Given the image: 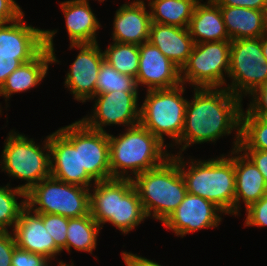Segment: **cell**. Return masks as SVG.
Here are the masks:
<instances>
[{"instance_id":"1","label":"cell","mask_w":267,"mask_h":266,"mask_svg":"<svg viewBox=\"0 0 267 266\" xmlns=\"http://www.w3.org/2000/svg\"><path fill=\"white\" fill-rule=\"evenodd\" d=\"M193 96L191 102L187 103L183 132L175 144L181 145L177 154H182L190 145L215 142L233 130L237 131L232 150L237 149L240 143L242 99L226 87L194 88Z\"/></svg>"},{"instance_id":"2","label":"cell","mask_w":267,"mask_h":266,"mask_svg":"<svg viewBox=\"0 0 267 266\" xmlns=\"http://www.w3.org/2000/svg\"><path fill=\"white\" fill-rule=\"evenodd\" d=\"M235 149L227 156L209 160L190 159L187 168L182 154L171 156L177 161L184 178L187 193H191L213 202L223 214L234 215L235 200ZM232 156V157H231ZM186 164V165H185ZM187 168V169H186Z\"/></svg>"},{"instance_id":"3","label":"cell","mask_w":267,"mask_h":266,"mask_svg":"<svg viewBox=\"0 0 267 266\" xmlns=\"http://www.w3.org/2000/svg\"><path fill=\"white\" fill-rule=\"evenodd\" d=\"M164 144L140 123L126 127V132L117 137L109 134L111 179L132 180L161 165L171 156Z\"/></svg>"},{"instance_id":"4","label":"cell","mask_w":267,"mask_h":266,"mask_svg":"<svg viewBox=\"0 0 267 266\" xmlns=\"http://www.w3.org/2000/svg\"><path fill=\"white\" fill-rule=\"evenodd\" d=\"M94 185L89 197L90 214L101 229L108 222L127 234L147 219L131 179H110Z\"/></svg>"},{"instance_id":"5","label":"cell","mask_w":267,"mask_h":266,"mask_svg":"<svg viewBox=\"0 0 267 266\" xmlns=\"http://www.w3.org/2000/svg\"><path fill=\"white\" fill-rule=\"evenodd\" d=\"M143 210L162 223L174 212L187 194L177 161L170 156L161 165L132 179ZM153 212V213H152Z\"/></svg>"},{"instance_id":"6","label":"cell","mask_w":267,"mask_h":266,"mask_svg":"<svg viewBox=\"0 0 267 266\" xmlns=\"http://www.w3.org/2000/svg\"><path fill=\"white\" fill-rule=\"evenodd\" d=\"M43 142L44 146L40 147L32 138L14 130L9 132L5 140L0 162L1 171L15 179L26 180V184L17 186L25 192L51 176L49 135Z\"/></svg>"},{"instance_id":"7","label":"cell","mask_w":267,"mask_h":266,"mask_svg":"<svg viewBox=\"0 0 267 266\" xmlns=\"http://www.w3.org/2000/svg\"><path fill=\"white\" fill-rule=\"evenodd\" d=\"M184 91L183 83L168 89L147 90L139 123L162 143L164 136L172 138L174 144L181 137L188 103L182 96Z\"/></svg>"},{"instance_id":"8","label":"cell","mask_w":267,"mask_h":266,"mask_svg":"<svg viewBox=\"0 0 267 266\" xmlns=\"http://www.w3.org/2000/svg\"><path fill=\"white\" fill-rule=\"evenodd\" d=\"M89 197L90 188L65 183L50 176L26 192V203L35 213L76 218L90 213Z\"/></svg>"},{"instance_id":"9","label":"cell","mask_w":267,"mask_h":266,"mask_svg":"<svg viewBox=\"0 0 267 266\" xmlns=\"http://www.w3.org/2000/svg\"><path fill=\"white\" fill-rule=\"evenodd\" d=\"M231 41L194 44L191 55L180 69L181 82L193 88H222L229 72ZM225 73V74H224Z\"/></svg>"},{"instance_id":"10","label":"cell","mask_w":267,"mask_h":266,"mask_svg":"<svg viewBox=\"0 0 267 266\" xmlns=\"http://www.w3.org/2000/svg\"><path fill=\"white\" fill-rule=\"evenodd\" d=\"M228 77L232 82L226 88L241 99L243 94H251L267 80V61L262 52L261 37L231 41Z\"/></svg>"},{"instance_id":"11","label":"cell","mask_w":267,"mask_h":266,"mask_svg":"<svg viewBox=\"0 0 267 266\" xmlns=\"http://www.w3.org/2000/svg\"><path fill=\"white\" fill-rule=\"evenodd\" d=\"M50 173L59 181L91 188L94 181L81 168L80 120L49 135Z\"/></svg>"},{"instance_id":"12","label":"cell","mask_w":267,"mask_h":266,"mask_svg":"<svg viewBox=\"0 0 267 266\" xmlns=\"http://www.w3.org/2000/svg\"><path fill=\"white\" fill-rule=\"evenodd\" d=\"M94 98L93 114L80 119L88 128L106 132V125L122 124L132 127L139 124L138 92L112 91L95 95L91 100Z\"/></svg>"},{"instance_id":"13","label":"cell","mask_w":267,"mask_h":266,"mask_svg":"<svg viewBox=\"0 0 267 266\" xmlns=\"http://www.w3.org/2000/svg\"><path fill=\"white\" fill-rule=\"evenodd\" d=\"M218 212V213H217ZM223 211L213 202L200 196L187 193L177 209L163 222L176 236L182 238L189 233L204 228L218 227Z\"/></svg>"},{"instance_id":"14","label":"cell","mask_w":267,"mask_h":266,"mask_svg":"<svg viewBox=\"0 0 267 266\" xmlns=\"http://www.w3.org/2000/svg\"><path fill=\"white\" fill-rule=\"evenodd\" d=\"M80 49L76 59L66 74L65 87L69 89L74 99L86 102L95 96L97 76L104 59V53L97 43L70 44Z\"/></svg>"},{"instance_id":"15","label":"cell","mask_w":267,"mask_h":266,"mask_svg":"<svg viewBox=\"0 0 267 266\" xmlns=\"http://www.w3.org/2000/svg\"><path fill=\"white\" fill-rule=\"evenodd\" d=\"M24 14L10 24H0V58H15L27 63L45 48L44 29L27 25L22 20Z\"/></svg>"},{"instance_id":"16","label":"cell","mask_w":267,"mask_h":266,"mask_svg":"<svg viewBox=\"0 0 267 266\" xmlns=\"http://www.w3.org/2000/svg\"><path fill=\"white\" fill-rule=\"evenodd\" d=\"M56 33L57 30H44L45 48L34 59L21 64L7 77L0 88V96L6 98L5 102L9 100L13 93L25 92L39 85L47 75L49 64L59 63L53 46V38ZM1 112L2 109L0 108Z\"/></svg>"},{"instance_id":"17","label":"cell","mask_w":267,"mask_h":266,"mask_svg":"<svg viewBox=\"0 0 267 266\" xmlns=\"http://www.w3.org/2000/svg\"><path fill=\"white\" fill-rule=\"evenodd\" d=\"M137 85L147 90L168 89L181 84L180 68L149 41L139 45Z\"/></svg>"},{"instance_id":"18","label":"cell","mask_w":267,"mask_h":266,"mask_svg":"<svg viewBox=\"0 0 267 266\" xmlns=\"http://www.w3.org/2000/svg\"><path fill=\"white\" fill-rule=\"evenodd\" d=\"M81 168L94 180L93 183L111 179L109 133L88 128L80 120Z\"/></svg>"},{"instance_id":"19","label":"cell","mask_w":267,"mask_h":266,"mask_svg":"<svg viewBox=\"0 0 267 266\" xmlns=\"http://www.w3.org/2000/svg\"><path fill=\"white\" fill-rule=\"evenodd\" d=\"M12 233L16 246L32 253L44 255L51 261L62 252L46 231L42 217L38 213L32 212L27 206L21 211Z\"/></svg>"},{"instance_id":"20","label":"cell","mask_w":267,"mask_h":266,"mask_svg":"<svg viewBox=\"0 0 267 266\" xmlns=\"http://www.w3.org/2000/svg\"><path fill=\"white\" fill-rule=\"evenodd\" d=\"M150 26L151 14L144 0L124 3L115 13L112 40L141 45L149 40Z\"/></svg>"},{"instance_id":"21","label":"cell","mask_w":267,"mask_h":266,"mask_svg":"<svg viewBox=\"0 0 267 266\" xmlns=\"http://www.w3.org/2000/svg\"><path fill=\"white\" fill-rule=\"evenodd\" d=\"M239 148L235 149V200L234 215H239L242 200L247 209L251 204L261 199L267 192V185L263 175L255 164ZM240 153V155H239ZM239 213V214H238Z\"/></svg>"},{"instance_id":"22","label":"cell","mask_w":267,"mask_h":266,"mask_svg":"<svg viewBox=\"0 0 267 266\" xmlns=\"http://www.w3.org/2000/svg\"><path fill=\"white\" fill-rule=\"evenodd\" d=\"M180 69L187 62L194 46L188 28L151 22L149 40Z\"/></svg>"},{"instance_id":"23","label":"cell","mask_w":267,"mask_h":266,"mask_svg":"<svg viewBox=\"0 0 267 266\" xmlns=\"http://www.w3.org/2000/svg\"><path fill=\"white\" fill-rule=\"evenodd\" d=\"M65 15L70 44L97 43L96 31L101 27L89 0H68L60 3Z\"/></svg>"},{"instance_id":"24","label":"cell","mask_w":267,"mask_h":266,"mask_svg":"<svg viewBox=\"0 0 267 266\" xmlns=\"http://www.w3.org/2000/svg\"><path fill=\"white\" fill-rule=\"evenodd\" d=\"M195 44L202 42L231 41L226 31L220 6L214 0L199 2L194 8L188 26Z\"/></svg>"},{"instance_id":"25","label":"cell","mask_w":267,"mask_h":266,"mask_svg":"<svg viewBox=\"0 0 267 266\" xmlns=\"http://www.w3.org/2000/svg\"><path fill=\"white\" fill-rule=\"evenodd\" d=\"M220 11L231 41L265 35L264 11L238 6H220Z\"/></svg>"},{"instance_id":"26","label":"cell","mask_w":267,"mask_h":266,"mask_svg":"<svg viewBox=\"0 0 267 266\" xmlns=\"http://www.w3.org/2000/svg\"><path fill=\"white\" fill-rule=\"evenodd\" d=\"M199 0H149L151 22L188 28Z\"/></svg>"},{"instance_id":"27","label":"cell","mask_w":267,"mask_h":266,"mask_svg":"<svg viewBox=\"0 0 267 266\" xmlns=\"http://www.w3.org/2000/svg\"><path fill=\"white\" fill-rule=\"evenodd\" d=\"M101 226L89 213L86 216L68 218L67 240L63 250L70 253L73 247L77 251L89 252L96 249L97 237Z\"/></svg>"},{"instance_id":"28","label":"cell","mask_w":267,"mask_h":266,"mask_svg":"<svg viewBox=\"0 0 267 266\" xmlns=\"http://www.w3.org/2000/svg\"><path fill=\"white\" fill-rule=\"evenodd\" d=\"M103 53L105 61L115 70L136 79L139 66V45L113 41Z\"/></svg>"},{"instance_id":"29","label":"cell","mask_w":267,"mask_h":266,"mask_svg":"<svg viewBox=\"0 0 267 266\" xmlns=\"http://www.w3.org/2000/svg\"><path fill=\"white\" fill-rule=\"evenodd\" d=\"M238 148L267 151V116H253L242 109Z\"/></svg>"},{"instance_id":"30","label":"cell","mask_w":267,"mask_h":266,"mask_svg":"<svg viewBox=\"0 0 267 266\" xmlns=\"http://www.w3.org/2000/svg\"><path fill=\"white\" fill-rule=\"evenodd\" d=\"M23 200L18 203L17 198ZM27 206L26 192L18 187L11 188L10 184L0 186V232H7L8 227L14 228L21 211Z\"/></svg>"},{"instance_id":"31","label":"cell","mask_w":267,"mask_h":266,"mask_svg":"<svg viewBox=\"0 0 267 266\" xmlns=\"http://www.w3.org/2000/svg\"><path fill=\"white\" fill-rule=\"evenodd\" d=\"M135 78L121 74L105 60L100 67L95 87V95L106 94L112 91L138 92Z\"/></svg>"},{"instance_id":"32","label":"cell","mask_w":267,"mask_h":266,"mask_svg":"<svg viewBox=\"0 0 267 266\" xmlns=\"http://www.w3.org/2000/svg\"><path fill=\"white\" fill-rule=\"evenodd\" d=\"M38 214L42 217L46 231L52 236L55 245L63 251L67 240L68 218L56 214Z\"/></svg>"},{"instance_id":"33","label":"cell","mask_w":267,"mask_h":266,"mask_svg":"<svg viewBox=\"0 0 267 266\" xmlns=\"http://www.w3.org/2000/svg\"><path fill=\"white\" fill-rule=\"evenodd\" d=\"M245 210L247 215L245 226H267V192L261 199Z\"/></svg>"},{"instance_id":"34","label":"cell","mask_w":267,"mask_h":266,"mask_svg":"<svg viewBox=\"0 0 267 266\" xmlns=\"http://www.w3.org/2000/svg\"><path fill=\"white\" fill-rule=\"evenodd\" d=\"M50 259L44 255L32 253L24 249L15 247L12 255L11 265L12 266H49Z\"/></svg>"},{"instance_id":"35","label":"cell","mask_w":267,"mask_h":266,"mask_svg":"<svg viewBox=\"0 0 267 266\" xmlns=\"http://www.w3.org/2000/svg\"><path fill=\"white\" fill-rule=\"evenodd\" d=\"M248 96L253 100L250 101L247 111L253 116H267V80Z\"/></svg>"},{"instance_id":"36","label":"cell","mask_w":267,"mask_h":266,"mask_svg":"<svg viewBox=\"0 0 267 266\" xmlns=\"http://www.w3.org/2000/svg\"><path fill=\"white\" fill-rule=\"evenodd\" d=\"M15 247L13 233L0 232V266H12L11 260Z\"/></svg>"},{"instance_id":"37","label":"cell","mask_w":267,"mask_h":266,"mask_svg":"<svg viewBox=\"0 0 267 266\" xmlns=\"http://www.w3.org/2000/svg\"><path fill=\"white\" fill-rule=\"evenodd\" d=\"M23 14L15 0H0V24L10 23Z\"/></svg>"},{"instance_id":"38","label":"cell","mask_w":267,"mask_h":266,"mask_svg":"<svg viewBox=\"0 0 267 266\" xmlns=\"http://www.w3.org/2000/svg\"><path fill=\"white\" fill-rule=\"evenodd\" d=\"M255 164L263 175L267 185V151L256 149H239Z\"/></svg>"},{"instance_id":"39","label":"cell","mask_w":267,"mask_h":266,"mask_svg":"<svg viewBox=\"0 0 267 266\" xmlns=\"http://www.w3.org/2000/svg\"><path fill=\"white\" fill-rule=\"evenodd\" d=\"M219 6L244 7L264 11L267 0H214Z\"/></svg>"},{"instance_id":"40","label":"cell","mask_w":267,"mask_h":266,"mask_svg":"<svg viewBox=\"0 0 267 266\" xmlns=\"http://www.w3.org/2000/svg\"><path fill=\"white\" fill-rule=\"evenodd\" d=\"M21 64L23 63L19 59L0 58V88L5 83L7 77Z\"/></svg>"},{"instance_id":"41","label":"cell","mask_w":267,"mask_h":266,"mask_svg":"<svg viewBox=\"0 0 267 266\" xmlns=\"http://www.w3.org/2000/svg\"><path fill=\"white\" fill-rule=\"evenodd\" d=\"M122 258L126 266H163L131 252L122 251Z\"/></svg>"},{"instance_id":"42","label":"cell","mask_w":267,"mask_h":266,"mask_svg":"<svg viewBox=\"0 0 267 266\" xmlns=\"http://www.w3.org/2000/svg\"><path fill=\"white\" fill-rule=\"evenodd\" d=\"M261 48H262V52L264 54V57L267 61V34H265L261 37Z\"/></svg>"},{"instance_id":"43","label":"cell","mask_w":267,"mask_h":266,"mask_svg":"<svg viewBox=\"0 0 267 266\" xmlns=\"http://www.w3.org/2000/svg\"><path fill=\"white\" fill-rule=\"evenodd\" d=\"M265 34H267V7L264 10Z\"/></svg>"},{"instance_id":"44","label":"cell","mask_w":267,"mask_h":266,"mask_svg":"<svg viewBox=\"0 0 267 266\" xmlns=\"http://www.w3.org/2000/svg\"><path fill=\"white\" fill-rule=\"evenodd\" d=\"M70 264H66V263H64L63 261H60L59 262V264H58V266H69Z\"/></svg>"}]
</instances>
